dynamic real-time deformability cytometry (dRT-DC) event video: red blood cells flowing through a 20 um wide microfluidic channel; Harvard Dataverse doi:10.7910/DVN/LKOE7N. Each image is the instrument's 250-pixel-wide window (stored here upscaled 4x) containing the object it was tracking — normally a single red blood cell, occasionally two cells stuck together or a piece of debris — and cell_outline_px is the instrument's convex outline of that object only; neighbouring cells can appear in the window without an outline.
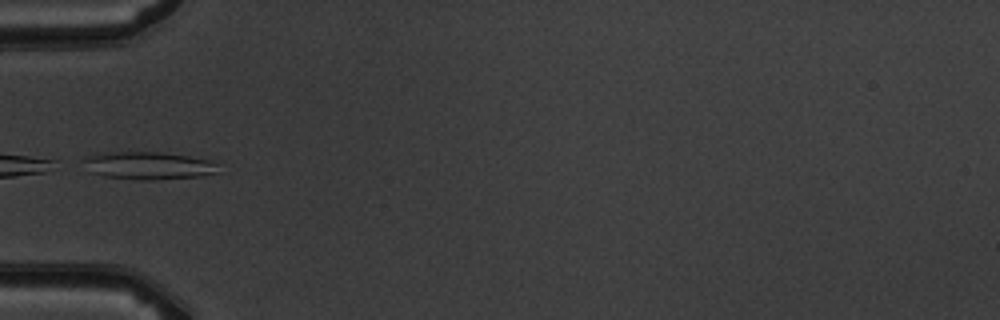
{"species": "common noctule bat (a hibernating species)", "species_latin": "Nyctalus noctula", "temperature_condition": "warm", "stored_images_in_passage": 6, "camera_frame_rate_fps": 3000, "um_per_image_px": 0.085, "animal": {"sex": "male", "body_mass_g": 19.5, "forearm_length_mm": 54.6}, "frame": {"image": 1, "passage_image": 4, "time_ms": 3.667, "image_size_px": [1000, 320], "cell_outline_px": [[216, 172], [200, 176], [152, 180], [136, 180], [104, 176], [88, 172], [80, 160], [96, 152], [160, 152], [188, 156], [208, 160], [216, 164]], "centroid_in_image_um": [12.47, 14.07], "position_along_channel_um": 72.5, "area_um2": 21.85}}